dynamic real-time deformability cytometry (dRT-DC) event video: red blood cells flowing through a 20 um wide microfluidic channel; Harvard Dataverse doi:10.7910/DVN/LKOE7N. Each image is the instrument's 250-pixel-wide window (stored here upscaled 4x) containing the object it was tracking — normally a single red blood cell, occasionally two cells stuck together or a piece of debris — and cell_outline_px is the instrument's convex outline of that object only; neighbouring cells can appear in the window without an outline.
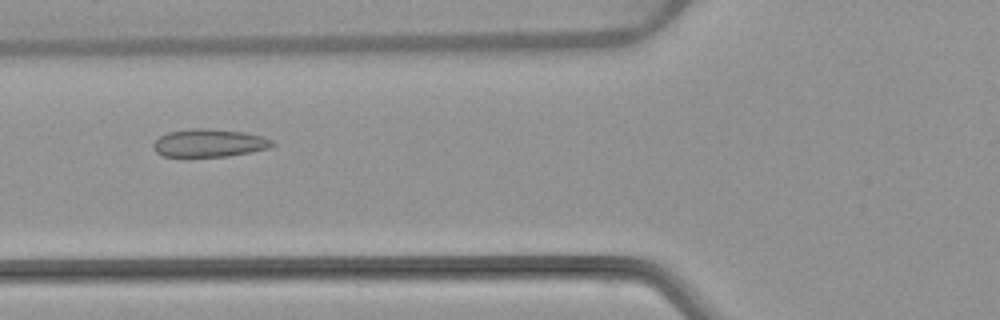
{"species": "common noctule bat (a hibernating species)", "species_latin": "Nyctalus noctula", "temperature_condition": "warm", "stored_images_in_passage": 4, "camera_frame_rate_fps": 3000, "um_per_image_px": 0.085, "animal": {"sex": "female", "body_mass_g": 22.7, "forearm_length_mm": 54.2}, "frame": {"image": 1, "passage_image": 3, "time_ms": 2.333, "image_size_px": [1000, 320], "cell_outline_px": [[276, 144], [268, 148], [228, 156], [164, 156], [156, 152], [152, 148], [152, 144], [160, 136], [168, 132], [192, 128], [208, 128], [244, 132], [260, 136], [272, 140]], "centroid_in_image_um": [17.75, 12.14], "position_along_channel_um": 108.0, "area_um2": 19.19}}
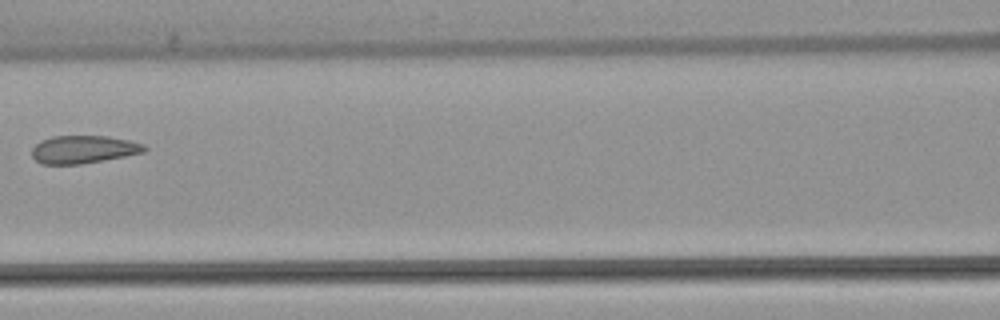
{"frame": {"image": 2, "passage_image": 4, "time_ms": 3.667, "image_size_px": [1000, 320], "cell_outline_px": [[148, 148], [144, 152], [104, 160], [80, 164], [40, 164], [32, 156], [32, 148], [40, 140], [52, 136], [108, 136], [128, 140], [144, 144]], "centroid_in_image_um": [7.08, 12.7], "position_along_channel_um": 159.5, "area_um2": 18.26}}